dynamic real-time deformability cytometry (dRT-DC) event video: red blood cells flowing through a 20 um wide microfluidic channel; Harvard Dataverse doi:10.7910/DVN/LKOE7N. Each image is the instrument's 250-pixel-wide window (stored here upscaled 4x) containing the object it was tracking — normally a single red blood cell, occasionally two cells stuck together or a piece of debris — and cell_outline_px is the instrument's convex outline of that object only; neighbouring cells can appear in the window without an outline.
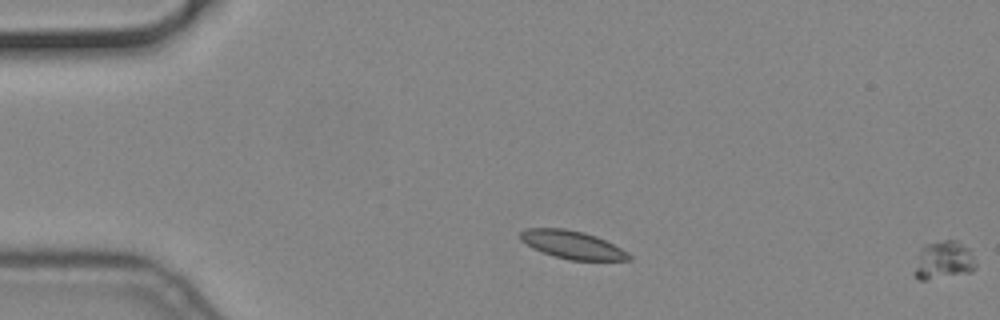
{"species": "common noctule bat (a hibernating species)", "species_latin": "Nyctalus noctula", "temperature_condition": "cold", "stored_images_in_passage": 6, "segment_of_instrument_passage": [2, 2], "camera_frame_rate_fps": 3000, "um_per_image_px": 0.085, "animal": {"sex": "male", "body_mass_g": 19.2, "forearm_length_mm": 51.8}, "frame": {"image": 1, "passage_image": 6, "time_ms": 1.667, "image_size_px": [1000, 320], "cell_outline_px": [[976, 268], [972, 272], [924, 280], [916, 280], [916, 268], [920, 248], [924, 244], [944, 240], [956, 240], [968, 248], [976, 264]], "centroid_in_image_um": [80.22, 22.11], "position_along_channel_um": 4.8, "area_um2": 13.41}}